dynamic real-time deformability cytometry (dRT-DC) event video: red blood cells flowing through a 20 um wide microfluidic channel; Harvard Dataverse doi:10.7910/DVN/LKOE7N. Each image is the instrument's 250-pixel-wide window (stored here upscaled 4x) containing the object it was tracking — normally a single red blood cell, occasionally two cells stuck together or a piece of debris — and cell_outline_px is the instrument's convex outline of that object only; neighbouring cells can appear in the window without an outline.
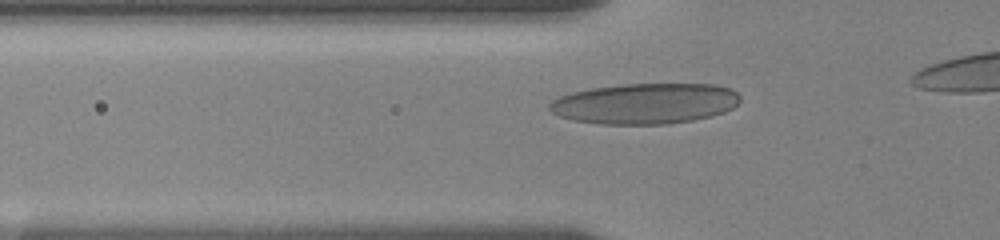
{"species": "human", "species_latin": "Homo sapiens", "temperature_condition": "room temperature", "stored_images_in_passage": 46, "segment_of_instrument_passage": [1, 2], "camera_frame_rate_fps": 3000, "um_per_image_px": 0.085, "donor": {"sex": "female"}, "frame": {"image": 1, "passage_image": 17, "time_ms": 3.333, "image_size_px": [1000, 240], "cell_outline_px": [[740, 100], [732, 108], [724, 112], [712, 116], [692, 120], [664, 124], [600, 124], [572, 120], [560, 116], [552, 112], [548, 108], [548, 104], [552, 100], [560, 96], [572, 92], [592, 88], [620, 84], [716, 84], [732, 88], [740, 96]], "centroid_in_image_um": [54.83, 8.79], "position_along_channel_um": 71.0, "area_um2": 45.32}}
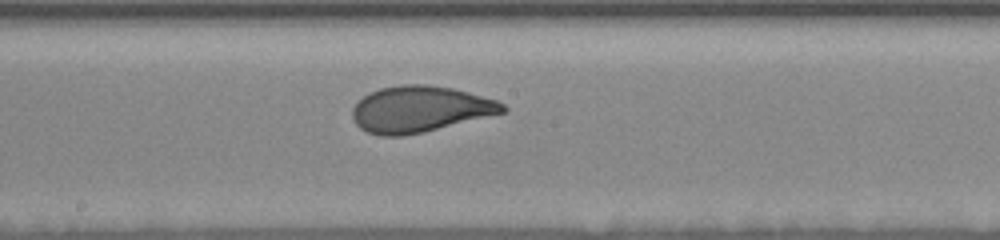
{"frame": {"image": 2, "passage_image": 28, "time_ms": 7.333, "image_size_px": [1000, 240], "cell_outline_px": [[508, 108], [504, 112], [424, 132], [400, 136], [380, 136], [368, 132], [360, 128], [356, 124], [352, 116], [352, 108], [364, 96], [380, 88], [400, 84], [428, 84], [452, 88], [468, 92], [496, 100], [504, 104]], "centroid_in_image_um": [35.68, 9.27], "position_along_channel_um": 212.5, "area_um2": 40.23}}
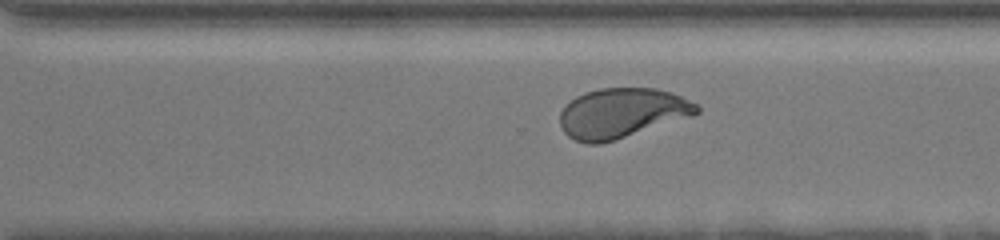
{"frame": {"image": 3, "passage_image": 43, "time_ms": 10.333, "image_size_px": [1000, 240], "cell_outline_px": [[700, 112], [692, 116], [600, 144], [588, 144], [576, 140], [568, 136], [564, 132], [560, 124], [560, 112], [576, 96], [584, 92], [600, 88], [656, 88], [672, 92], [696, 104], [700, 108]], "centroid_in_image_um": [52.85, 9.6], "position_along_channel_um": 317.8, "area_um2": 39.42}}